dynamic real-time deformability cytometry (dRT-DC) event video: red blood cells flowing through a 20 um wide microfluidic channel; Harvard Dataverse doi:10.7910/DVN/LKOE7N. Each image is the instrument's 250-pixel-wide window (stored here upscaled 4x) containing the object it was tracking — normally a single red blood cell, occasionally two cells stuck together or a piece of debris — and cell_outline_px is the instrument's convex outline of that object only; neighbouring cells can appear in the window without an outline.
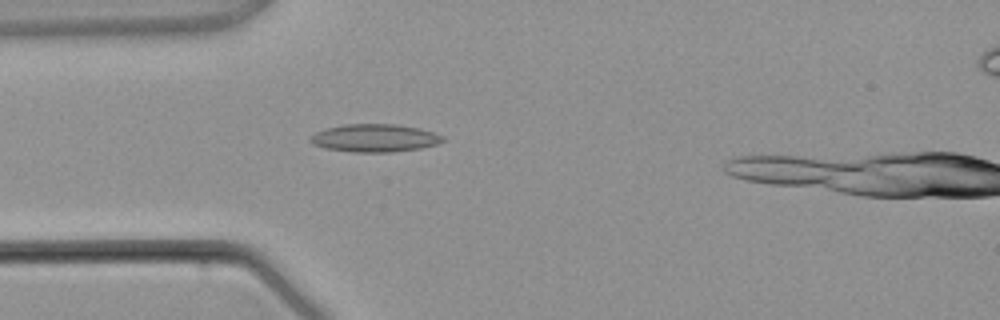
{"species": "common noctule bat (a hibernating species)", "species_latin": "Nyctalus noctula", "temperature_condition": "warm", "stored_images_in_passage": 4, "camera_frame_rate_fps": 3000, "um_per_image_px": 0.085, "animal": {"sex": "male", "body_mass_g": 21.5, "forearm_length_mm": 52.0}, "frame": {"image": 1, "passage_image": 3, "time_ms": 3.333, "image_size_px": [1000, 320], "cell_outline_px": [[444, 140], [436, 144], [420, 148], [392, 152], [352, 152], [328, 148], [312, 144], [308, 140], [316, 132], [328, 128], [344, 124], [396, 124], [420, 128], [444, 136]], "centroid_in_image_um": [31.86, 11.73], "position_along_channel_um": 53.1, "area_um2": 21.33}}